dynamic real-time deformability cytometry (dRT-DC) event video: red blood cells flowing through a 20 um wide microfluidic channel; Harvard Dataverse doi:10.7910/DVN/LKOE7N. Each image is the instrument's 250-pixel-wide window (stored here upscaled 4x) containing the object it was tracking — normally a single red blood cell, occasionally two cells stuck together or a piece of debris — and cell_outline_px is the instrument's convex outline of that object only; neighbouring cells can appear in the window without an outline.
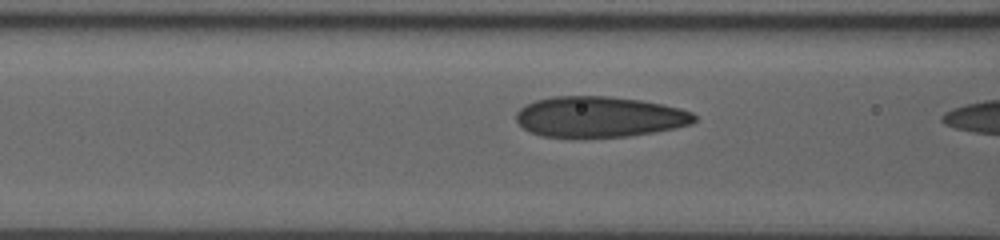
{"species": "human", "species_latin": "Homo sapiens", "temperature_condition": "room temperature", "stored_images_in_passage": 13, "camera_frame_rate_fps": 3000, "um_per_image_px": 0.085, "donor": {"sex": "male"}, "frame": {"image": 1, "passage_image": 11, "time_ms": 3.333, "image_size_px": [1000, 240], "cell_outline_px": [[696, 120], [692, 124], [676, 128], [628, 136], [540, 136], [528, 132], [516, 120], [516, 112], [524, 104], [536, 100], [552, 96], [608, 96], [640, 100], [664, 104], [680, 108], [692, 112], [696, 116]], "centroid_in_image_um": [50.95, 9.91], "position_along_channel_um": 115.7, "area_um2": 42.19}}